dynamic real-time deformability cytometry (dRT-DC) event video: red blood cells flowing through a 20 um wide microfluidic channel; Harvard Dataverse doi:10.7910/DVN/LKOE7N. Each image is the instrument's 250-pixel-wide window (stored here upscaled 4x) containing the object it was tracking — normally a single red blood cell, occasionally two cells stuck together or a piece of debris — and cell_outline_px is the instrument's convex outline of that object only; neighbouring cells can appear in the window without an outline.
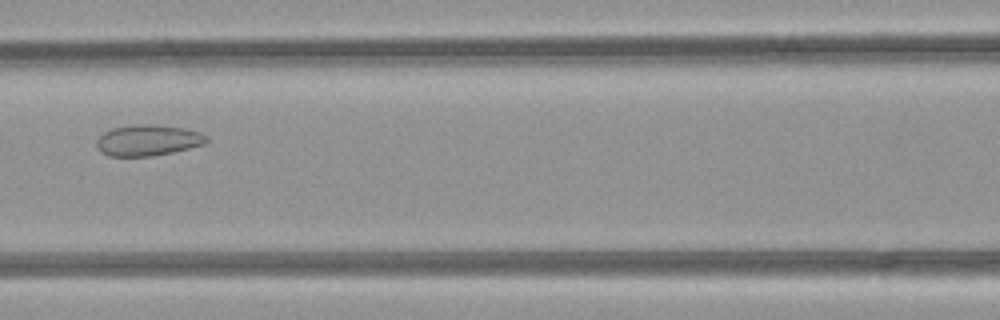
{"species": "common noctule bat (a hibernating species)", "species_latin": "Nyctalus noctula", "temperature_condition": "room temperature", "stored_images_in_passage": 40, "camera_frame_rate_fps": 3000, "um_per_image_px": 0.085, "animal": {"sex": "female", "body_mass_g": 21.9}, "frame": {"image": 1, "passage_image": 12, "time_ms": 3.667, "image_size_px": [1000, 320], "cell_outline_px": [[208, 140], [204, 144], [172, 152], [152, 156], [108, 156], [100, 152], [96, 144], [96, 140], [104, 132], [112, 128], [132, 124], [152, 124], [184, 128], [200, 132], [208, 136]], "centroid_in_image_um": [12.55, 11.92], "position_along_channel_um": 154.0, "area_um2": 19.94}}
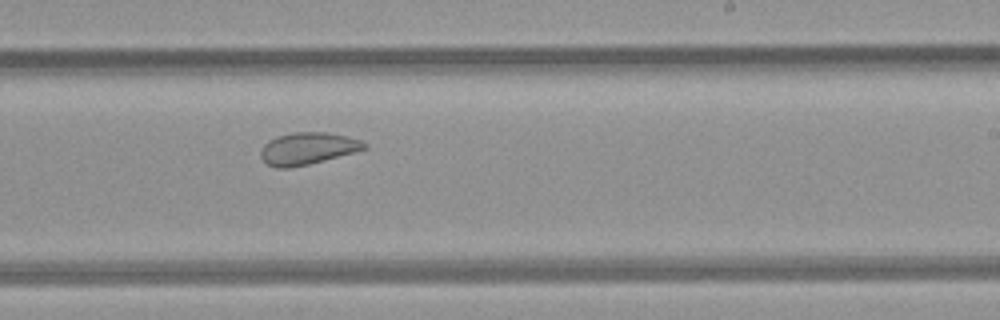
{"frame": {"image": 2, "passage_image": 20, "time_ms": 6.333, "image_size_px": [1000, 320], "cell_outline_px": [[368, 148], [324, 160], [308, 164], [288, 168], [276, 168], [268, 164], [260, 156], [260, 152], [264, 144], [268, 140], [276, 136], [292, 132], [328, 132], [348, 136], [360, 140], [368, 144]], "centroid_in_image_um": [26.15, 12.6], "position_along_channel_um": 262.9, "area_um2": 19.36}}
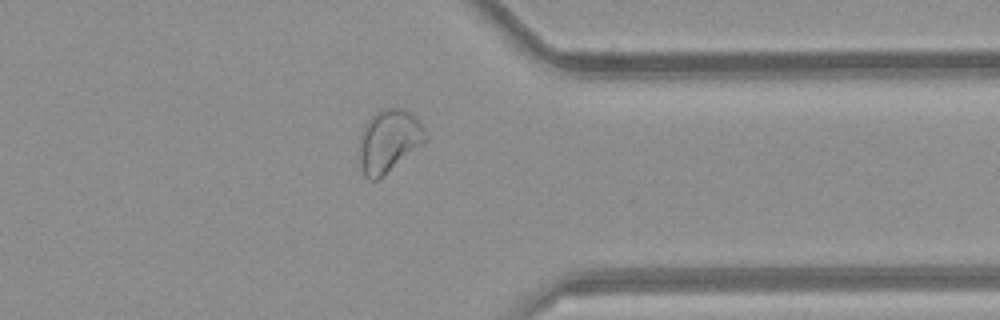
{"frame": {"image": 3, "passage_image": 29, "time_ms": 9.333, "image_size_px": [1000, 320], "cell_outline_px": [[428, 140], [376, 180], [368, 180], [364, 176], [360, 164], [360, 136], [368, 120], [376, 112], [384, 108], [400, 108], [416, 116], [424, 128], [428, 136]], "centroid_in_image_um": [33.07, 11.96], "position_along_channel_um": 378.3, "area_um2": 23.81}, "authors_computed_cell_mechanics": {"area_um2": 22.8021, "velocity_mm_per_s": 4.0927, "shape_relaxation_time_tau1_ms": null, "shape_relaxation_time_tau2_ms": 2.0089, "deformation_change_tau1": null, "deformation_change_tau2": 0.0782}}